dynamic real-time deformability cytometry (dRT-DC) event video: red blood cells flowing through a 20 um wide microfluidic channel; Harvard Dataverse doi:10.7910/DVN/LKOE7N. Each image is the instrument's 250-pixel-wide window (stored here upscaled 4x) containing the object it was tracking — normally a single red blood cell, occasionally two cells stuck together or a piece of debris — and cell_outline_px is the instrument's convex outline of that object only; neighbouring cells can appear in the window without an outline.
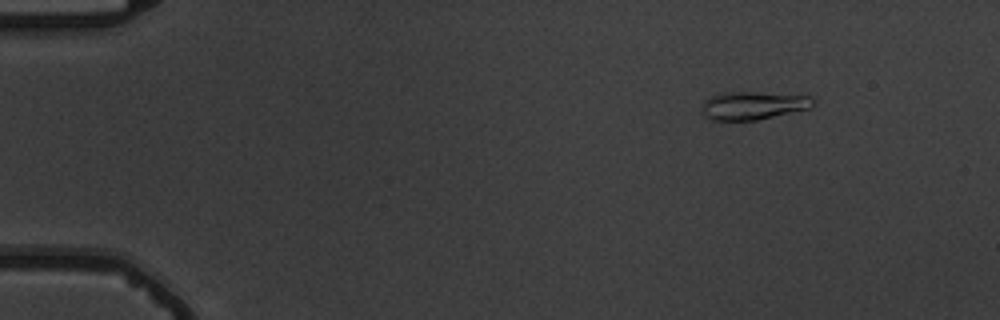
{"species": "common noctule bat (a hibernating species)", "species_latin": "Nyctalus noctula", "temperature_condition": "warm", "stored_images_in_passage": 50, "camera_frame_rate_fps": 3000, "um_per_image_px": 0.085, "animal": {"sex": "male", "body_mass_g": 19.5, "forearm_length_mm": 54.6}, "frame": {"image": 1, "passage_image": 2, "time_ms": 0.333, "image_size_px": [1000, 320], "cell_outline_px": [[816, 104], [808, 108], [756, 120], [708, 120], [704, 116], [704, 100], [712, 96], [724, 92], [752, 92], [812, 96], [816, 100]], "centroid_in_image_um": [64.03, 8.96], "position_along_channel_um": 21.0, "area_um2": 17.98}}
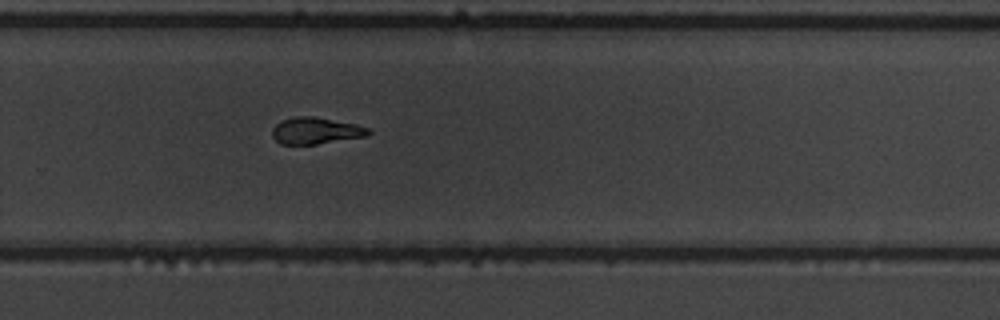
{"frame": {"image": 2, "passage_image": 33, "time_ms": 10.667, "image_size_px": [1000, 320], "cell_outline_px": [[372, 132], [368, 136], [316, 144], [280, 144], [272, 136], [272, 128], [280, 120], [292, 116], [312, 116], [356, 124], [368, 128]], "centroid_in_image_um": [26.82, 11.1], "position_along_channel_um": 303.0, "area_um2": 15.03}}
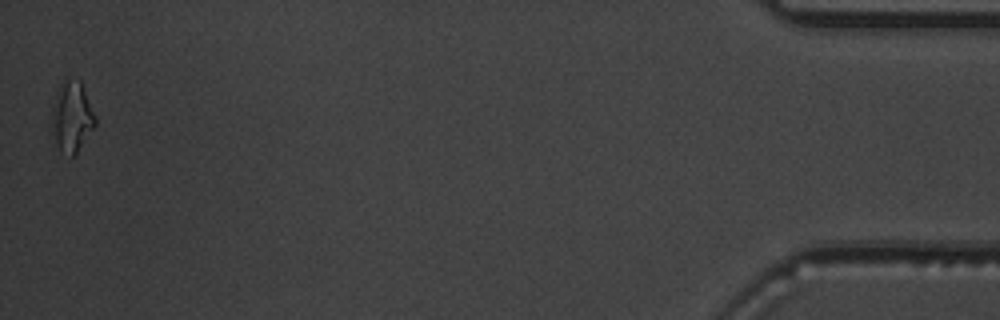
{"frame": {"image": 3, "passage_image": 50, "time_ms": 16.333, "image_size_px": [1000, 320], "cell_outline_px": [[96, 124], [76, 152], [72, 156], [60, 152], [56, 144], [52, 124], [52, 104], [56, 92], [64, 76], [80, 80], [96, 116]], "centroid_in_image_um": [6.1, 9.86], "position_along_channel_um": 429.1, "area_um2": 17.86}, "authors_computed_cell_mechanics": {"area_um2": 15.8372, "velocity_mm_per_s": 3.7133, "shape_relaxation_time_tau1_ms": 7.4594, "shape_relaxation_time_tau2_ms": 3.5389, "deformation_change_tau1": 0.2476, "deformation_change_tau2": 0.1248}}